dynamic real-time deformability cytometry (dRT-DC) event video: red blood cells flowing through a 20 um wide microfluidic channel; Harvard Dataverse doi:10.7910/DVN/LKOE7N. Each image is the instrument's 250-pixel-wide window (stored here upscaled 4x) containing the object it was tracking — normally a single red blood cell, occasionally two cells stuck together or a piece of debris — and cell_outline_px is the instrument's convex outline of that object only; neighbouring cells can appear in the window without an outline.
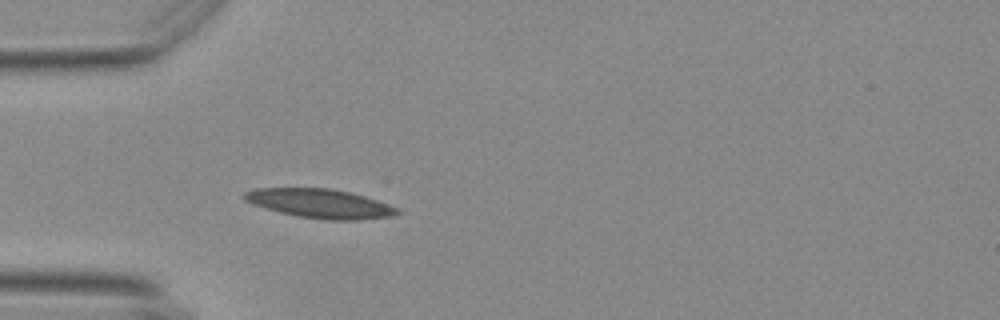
{"species": "Egyptian fruit bat (a non-hibernating species)", "species_latin": "Rousettus aegyptiacus", "temperature_condition": "warm", "stored_images_in_passage": 18, "camera_frame_rate_fps": 3000, "um_per_image_px": 0.085, "animal": {"sex": "female"}, "frame": {"image": 1, "passage_image": 1, "time_ms": 0.0, "image_size_px": [1000, 320], "cell_outline_px": [[400, 212], [392, 216], [360, 220], [328, 220], [296, 216], [280, 212], [252, 204], [244, 200], [244, 192], [256, 188], [328, 188], [348, 192], [364, 196], [400, 208]], "centroid_in_image_um": [27.21, 17.3], "position_along_channel_um": 57.8, "area_um2": 25.84}}
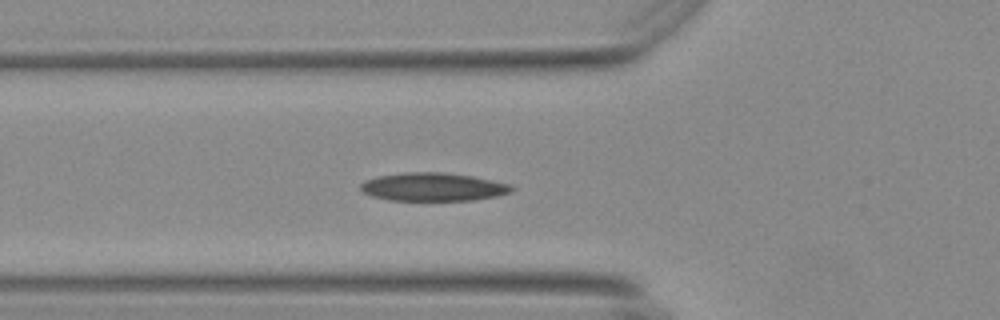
{"frame": {"image": 2, "passage_image": 4, "time_ms": 1.0, "image_size_px": [1000, 320], "cell_outline_px": [[516, 188], [512, 192], [496, 196], [472, 200], [388, 200], [372, 196], [364, 192], [360, 188], [360, 184], [368, 180], [380, 176], [404, 172], [444, 172], [472, 176], [508, 184]], "centroid_in_image_um": [36.83, 15.89], "position_along_channel_um": 89.0, "area_um2": 24.62}}
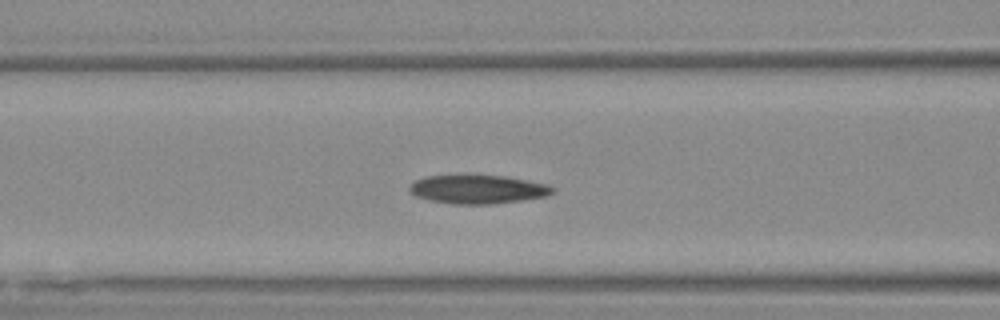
{"frame": {"image": 3, "passage_image": 7, "time_ms": 2.0, "image_size_px": [1000, 320], "cell_outline_px": [[556, 188], [548, 196], [492, 204], [452, 204], [428, 200], [416, 196], [408, 188], [408, 184], [424, 176], [468, 172], [504, 176], [548, 184]], "centroid_in_image_um": [40.55, 16.04], "position_along_channel_um": 126.0, "area_um2": 24.91}}